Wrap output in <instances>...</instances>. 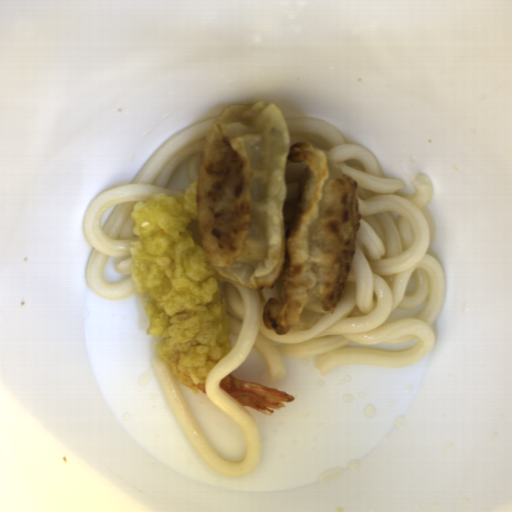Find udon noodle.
<instances>
[{
  "label": "udon noodle",
  "instance_id": "1",
  "mask_svg": "<svg viewBox=\"0 0 512 512\" xmlns=\"http://www.w3.org/2000/svg\"><path fill=\"white\" fill-rule=\"evenodd\" d=\"M290 144L305 142L323 151L357 182L360 222L343 293L330 315L307 330L277 335L262 319L271 298H279L283 280L273 287L249 289L219 275L232 340L228 354L205 378L204 393L241 430L246 455L224 461L201 431L170 368L159 354L150 364L169 406L200 458L226 478L250 475L261 450L257 425L247 409L219 385L246 363L253 348L265 360L268 379L285 378L281 359L318 355L315 371L341 365L401 367L416 363L436 345L433 325L444 303L446 285L440 263L428 255L437 225L427 205L430 177L416 175L415 193L401 178H385L375 155L346 142L329 122L312 117L284 119Z\"/></svg>",
  "mask_w": 512,
  "mask_h": 512
},
{
  "label": "udon noodle",
  "instance_id": "2",
  "mask_svg": "<svg viewBox=\"0 0 512 512\" xmlns=\"http://www.w3.org/2000/svg\"><path fill=\"white\" fill-rule=\"evenodd\" d=\"M217 116L171 135L144 162L131 183L109 187L86 208L82 232L91 249L86 278L89 289L106 301L137 292L129 252L137 235L132 210L154 194L180 195L197 182L204 141Z\"/></svg>",
  "mask_w": 512,
  "mask_h": 512
}]
</instances>
